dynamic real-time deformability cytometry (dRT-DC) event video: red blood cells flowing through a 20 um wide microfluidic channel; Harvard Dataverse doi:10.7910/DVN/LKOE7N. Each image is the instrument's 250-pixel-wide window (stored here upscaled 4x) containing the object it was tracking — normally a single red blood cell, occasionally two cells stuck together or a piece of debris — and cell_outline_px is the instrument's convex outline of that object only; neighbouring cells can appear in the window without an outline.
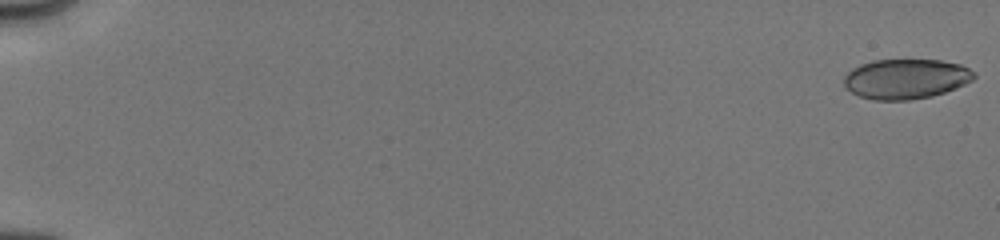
{"species": "human", "species_latin": "Homo sapiens", "temperature_condition": "cold", "stored_images_in_passage": 43, "camera_frame_rate_fps": 3000, "um_per_image_px": 0.085, "donor": {"sex": "male"}, "frame": {"image": 1, "passage_image": 1, "time_ms": 0.0, "image_size_px": [1000, 240], "cell_outline_px": [[976, 76], [972, 80], [956, 88], [932, 96], [908, 100], [872, 100], [860, 96], [852, 92], [844, 84], [844, 76], [852, 68], [860, 64], [872, 60], [940, 60], [960, 64], [976, 72]], "centroid_in_image_um": [77.0, 6.7], "position_along_channel_um": 8.0, "area_um2": 30.29}}
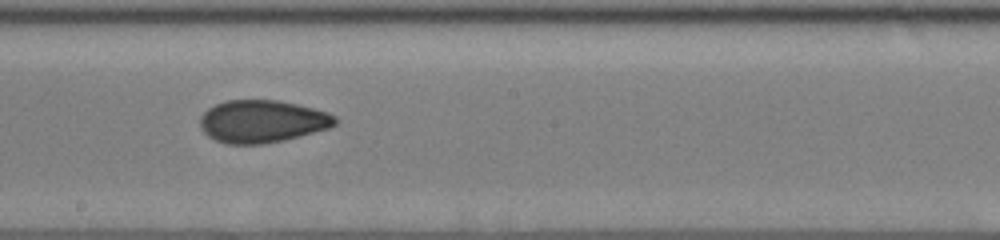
{"frame": {"image": 2, "passage_image": 24, "time_ms": 10.333, "image_size_px": [1000, 240], "cell_outline_px": [[340, 120], [336, 124], [328, 128], [284, 140], [260, 144], [224, 144], [208, 136], [200, 128], [200, 116], [208, 108], [224, 100], [280, 100], [328, 112], [336, 116]], "centroid_in_image_um": [22.27, 10.31], "position_along_channel_um": 225.9, "area_um2": 33.58}}
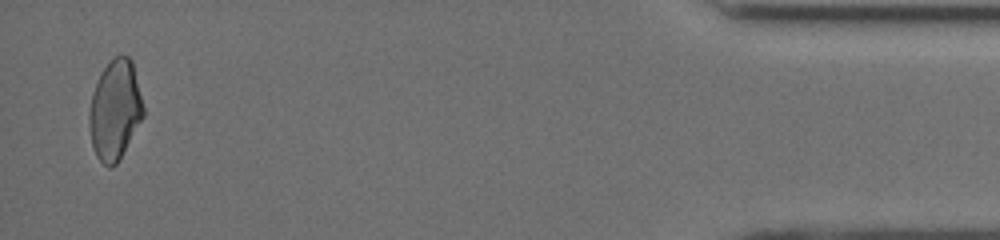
{"frame": {"image": 3, "passage_image": 42, "time_ms": 17.0, "image_size_px": [1000, 240], "cell_outline_px": [[144, 116], [116, 164], [112, 168], [108, 168], [96, 156], [92, 144], [88, 124], [88, 112], [92, 92], [100, 72], [116, 56], [128, 56], [132, 60], [144, 108]], "centroid_in_image_um": [9.75, 9.36], "position_along_channel_um": 425.4, "area_um2": 31.33}, "authors_computed_cell_mechanics": {"area_um2": 32.4836, "velocity_mm_per_s": 4.0378, "shape_relaxation_time_tau1_ms": null, "shape_relaxation_time_tau2_ms": 1.68, "deformation_change_tau1": null, "deformation_change_tau2": 0.059}}